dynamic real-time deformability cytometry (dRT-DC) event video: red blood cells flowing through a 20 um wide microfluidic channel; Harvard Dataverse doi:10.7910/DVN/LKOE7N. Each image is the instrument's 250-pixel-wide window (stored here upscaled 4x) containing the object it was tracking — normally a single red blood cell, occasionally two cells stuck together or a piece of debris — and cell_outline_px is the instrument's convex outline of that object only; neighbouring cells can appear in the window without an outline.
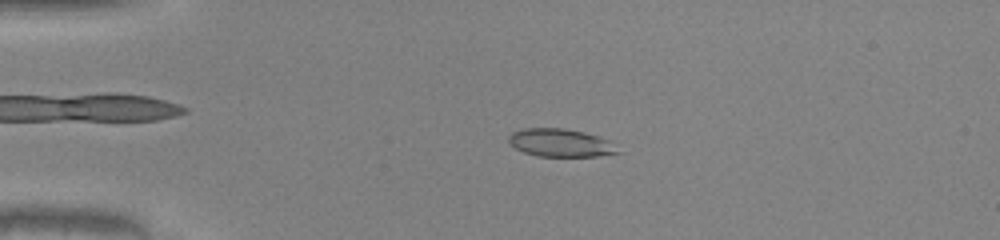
{"species": "common noctule bat (a hibernating species)", "species_latin": "Nyctalus noctula", "temperature_condition": "warm", "stored_images_in_passage": 50, "camera_frame_rate_fps": 3000, "um_per_image_px": 0.085, "animal": {"sex": "male", "body_mass_g": 20.0, "forearm_length_mm": 53.3}, "frame": {"image": 1, "passage_image": 12, "time_ms": 3.667, "image_size_px": [1000, 240], "cell_outline_px": [[620, 152], [596, 156], [540, 156], [524, 152], [508, 144], [508, 136], [512, 132], [524, 128], [564, 128], [584, 132], [608, 140]], "centroid_in_image_um": [47.58, 12.13], "position_along_channel_um": 37.4, "area_um2": 17.57}}
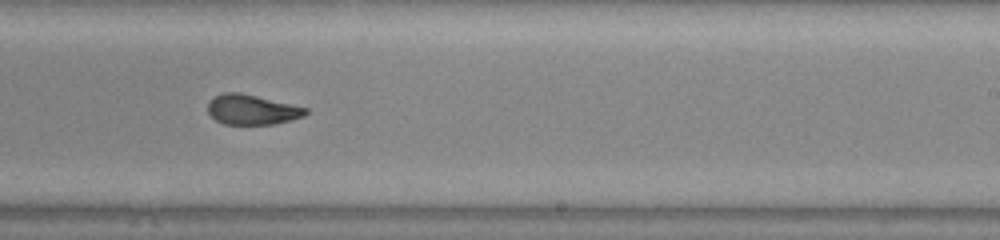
{"frame": {"image": 2, "passage_image": 32, "time_ms": 10.333, "image_size_px": [1000, 240], "cell_outline_px": [[308, 112], [304, 116], [272, 124], [224, 124], [216, 120], [208, 112], [208, 100], [224, 92], [240, 92], [308, 108]], "centroid_in_image_um": [21.39, 9.31], "position_along_channel_um": 267.6, "area_um2": 16.94}}
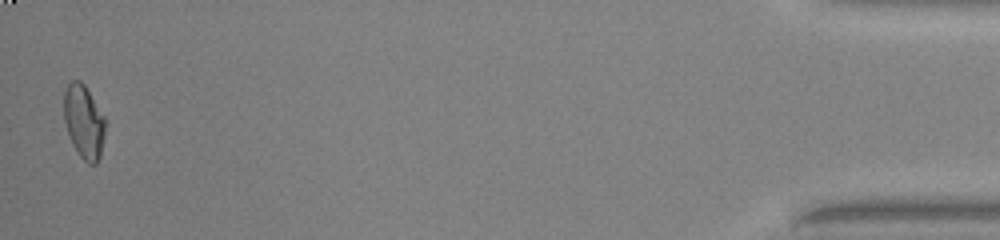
{"frame": {"image": 3, "passage_image": 50, "time_ms": 16.333, "image_size_px": [1000, 240], "cell_outline_px": [[104, 136], [100, 156], [96, 164], [88, 164], [80, 156], [72, 144], [68, 136], [64, 120], [64, 92], [68, 84], [72, 80], [80, 80], [84, 84], [104, 116]], "centroid_in_image_um": [7.11, 10.35], "position_along_channel_um": 428.1, "area_um2": 17.63}, "authors_computed_cell_mechanics": {"area_um2": 18.1492, "velocity_mm_per_s": 4.1319, "shape_relaxation_time_tau1_ms": null, "shape_relaxation_time_tau2_ms": 1.0591, "deformation_change_tau1": null, "deformation_change_tau2": 0.0618}}